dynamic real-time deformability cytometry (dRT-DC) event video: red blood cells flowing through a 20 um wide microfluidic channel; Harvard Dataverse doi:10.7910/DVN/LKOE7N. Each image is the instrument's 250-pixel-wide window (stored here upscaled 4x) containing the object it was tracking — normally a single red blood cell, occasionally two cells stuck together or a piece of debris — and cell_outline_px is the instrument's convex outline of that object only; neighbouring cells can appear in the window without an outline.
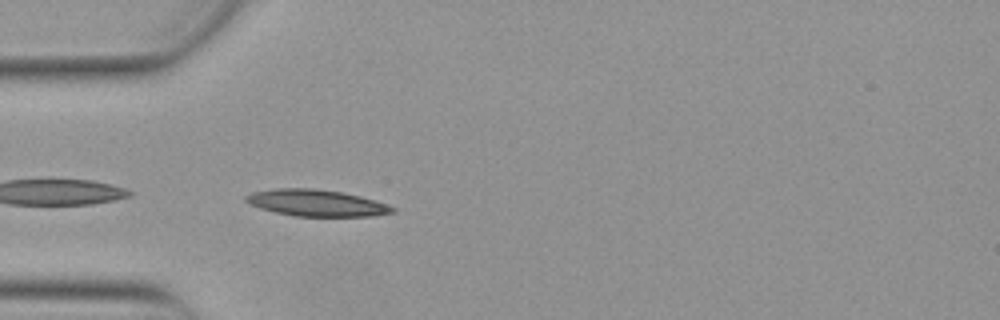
{"species": "Egyptian fruit bat (a non-hibernating species)", "species_latin": "Rousettus aegyptiacus", "temperature_condition": "warm", "stored_images_in_passage": 8, "camera_frame_rate_fps": 3000, "um_per_image_px": 0.085, "animal": {"sex": "female"}, "frame": {"image": 1, "passage_image": 1, "time_ms": 0.0, "image_size_px": [1000, 320], "cell_outline_px": [[396, 212], [372, 216], [296, 216], [276, 212], [260, 208], [244, 200], [244, 196], [252, 192], [276, 188], [316, 188], [340, 192], [360, 196], [376, 200], [388, 204], [396, 208]], "centroid_in_image_um": [26.93, 17.24], "position_along_channel_um": 58.1, "area_um2": 22.72}}
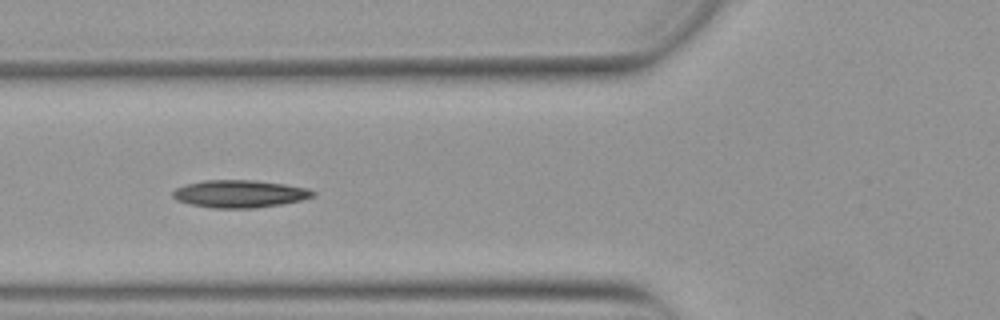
{"frame": {"image": 2, "passage_image": 5, "time_ms": 1.333, "image_size_px": [1000, 320], "cell_outline_px": [[316, 192], [312, 196], [300, 200], [280, 204], [252, 208], [212, 208], [192, 204], [176, 200], [172, 196], [172, 192], [176, 188], [188, 184], [204, 180], [252, 180], [284, 184], [308, 188]], "centroid_in_image_um": [20.35, 16.47], "position_along_channel_um": 105.5, "area_um2": 22.2}}